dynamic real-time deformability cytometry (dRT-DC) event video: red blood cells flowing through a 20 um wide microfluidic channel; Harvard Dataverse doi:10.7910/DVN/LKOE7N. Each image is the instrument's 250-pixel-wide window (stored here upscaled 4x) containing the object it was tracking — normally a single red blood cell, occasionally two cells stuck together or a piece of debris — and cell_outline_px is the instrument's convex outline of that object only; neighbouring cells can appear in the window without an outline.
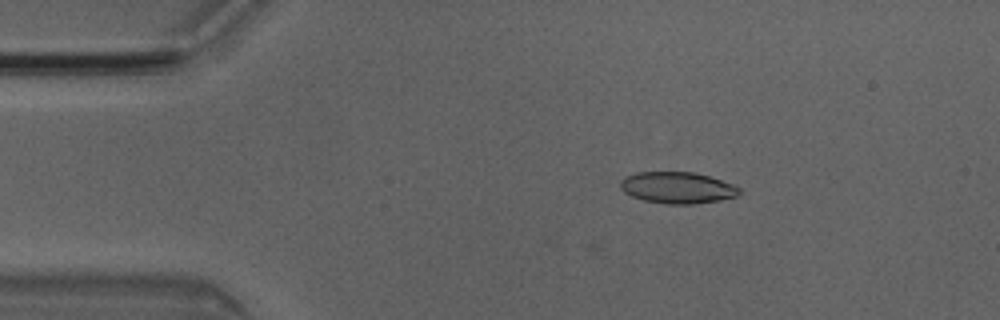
{"species": "Egyptian fruit bat (a non-hibernating species)", "species_latin": "Rousettus aegyptiacus", "temperature_condition": "room temperature", "stored_images_in_passage": 3, "camera_frame_rate_fps": 3000, "um_per_image_px": 0.085, "animal": {"sex": "male"}, "frame": {"image": 1, "passage_image": 2, "time_ms": 0.333, "image_size_px": [1000, 320], "cell_outline_px": [[740, 192], [736, 196], [720, 200], [696, 204], [664, 204], [644, 200], [632, 196], [624, 192], [620, 188], [620, 180], [636, 172], [692, 172], [708, 176], [732, 184], [740, 188]], "centroid_in_image_um": [57.56, 15.96], "position_along_channel_um": 27.4, "area_um2": 21.73}}